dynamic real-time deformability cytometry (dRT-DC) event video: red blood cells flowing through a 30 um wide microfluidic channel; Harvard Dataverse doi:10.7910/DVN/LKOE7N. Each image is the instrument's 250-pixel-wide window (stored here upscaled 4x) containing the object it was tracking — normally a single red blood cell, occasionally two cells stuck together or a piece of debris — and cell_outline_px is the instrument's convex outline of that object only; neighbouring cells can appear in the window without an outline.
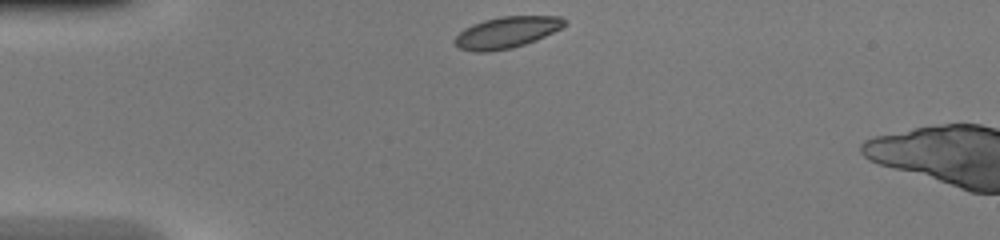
{"species": "common noctule bat (a hibernating species)", "species_latin": "Nyctalus noctula", "temperature_condition": "warm", "stored_images_in_passage": 4, "camera_frame_rate_fps": 3000, "um_per_image_px": 0.085, "animal": {"sex": "female", "body_mass_g": 20.0, "forearm_length_mm": 54.0}, "frame": {"image": 1, "passage_image": 1, "time_ms": 0.0, "image_size_px": [1000, 240], "cell_outline_px": [[568, 24], [536, 40], [512, 48], [488, 52], [472, 52], [460, 48], [456, 44], [456, 36], [464, 28], [472, 24], [484, 20], [500, 16], [560, 16], [568, 20]], "centroid_in_image_um": [43.08, 2.74], "position_along_channel_um": 41.9, "area_um2": 20.06}}